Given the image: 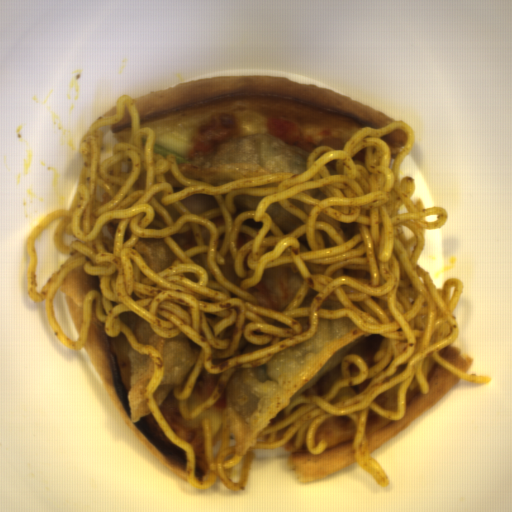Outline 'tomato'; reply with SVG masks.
I'll return each mask as SVG.
<instances>
[{"mask_svg": "<svg viewBox=\"0 0 512 512\" xmlns=\"http://www.w3.org/2000/svg\"><path fill=\"white\" fill-rule=\"evenodd\" d=\"M267 128L270 134H275L294 145L301 138L299 127L293 120L276 117L268 119Z\"/></svg>", "mask_w": 512, "mask_h": 512, "instance_id": "512abeb7", "label": "tomato"}]
</instances>
